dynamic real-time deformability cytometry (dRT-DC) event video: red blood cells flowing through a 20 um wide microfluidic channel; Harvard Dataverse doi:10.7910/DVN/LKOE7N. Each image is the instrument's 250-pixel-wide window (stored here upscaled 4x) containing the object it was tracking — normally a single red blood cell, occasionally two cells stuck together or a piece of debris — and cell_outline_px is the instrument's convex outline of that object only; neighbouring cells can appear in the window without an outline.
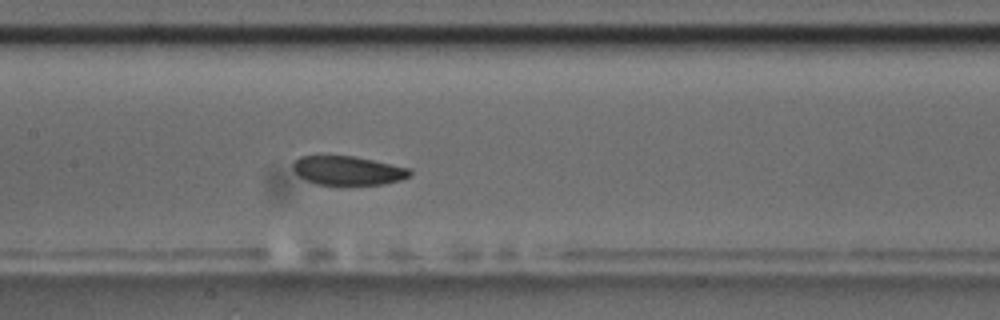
{"species": "common noctule bat (a hibernating species)", "species_latin": "Nyctalus noctula", "temperature_condition": "room temperature", "stored_images_in_passage": 4, "camera_frame_rate_fps": 3000, "um_per_image_px": 0.085, "animal": {"sex": "male", "body_mass_g": 17.5, "forearm_length_mm": 52.3}, "frame": {"image": 1, "passage_image": 4, "time_ms": 3.333, "image_size_px": [1000, 320], "cell_outline_px": [[412, 176], [400, 180], [384, 184], [316, 184], [300, 176], [292, 168], [292, 164], [300, 156], [356, 156], [412, 168]], "centroid_in_image_um": [29.64, 14.48], "position_along_channel_um": 177.8, "area_um2": 19.71}}